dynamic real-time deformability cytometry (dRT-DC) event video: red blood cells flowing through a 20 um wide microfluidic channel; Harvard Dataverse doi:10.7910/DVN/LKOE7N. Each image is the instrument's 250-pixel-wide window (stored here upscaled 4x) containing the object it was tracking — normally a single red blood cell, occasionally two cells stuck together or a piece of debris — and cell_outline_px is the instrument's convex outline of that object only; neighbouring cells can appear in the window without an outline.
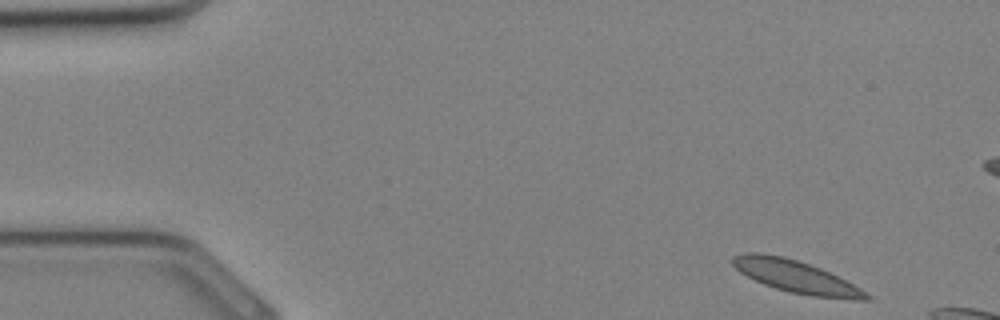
{"species": "Egyptian fruit bat (a non-hibernating species)", "species_latin": "Rousettus aegyptiacus", "temperature_condition": "cold", "stored_images_in_passage": 7, "camera_frame_rate_fps": 3000, "um_per_image_px": 0.085, "animal": {"sex": "female"}, "frame": {"image": 1, "passage_image": 1, "time_ms": 0.0, "image_size_px": [1000, 320], "cell_outline_px": [[872, 300], [856, 300], [812, 296], [792, 292], [776, 288], [764, 284], [740, 272], [732, 264], [732, 256], [748, 252], [756, 252], [784, 256], [820, 268], [860, 288], [872, 296]], "centroid_in_image_um": [67.66, 23.51], "position_along_channel_um": 17.3, "area_um2": 24.8}}